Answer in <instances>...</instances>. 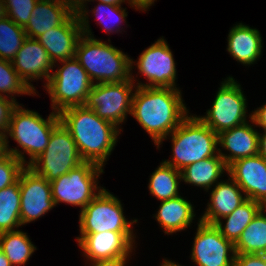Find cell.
Returning <instances> with one entry per match:
<instances>
[{"mask_svg":"<svg viewBox=\"0 0 266 266\" xmlns=\"http://www.w3.org/2000/svg\"><path fill=\"white\" fill-rule=\"evenodd\" d=\"M83 162L75 141L60 122L52 130L45 150L29 167L51 182Z\"/></svg>","mask_w":266,"mask_h":266,"instance_id":"cell-8","label":"cell"},{"mask_svg":"<svg viewBox=\"0 0 266 266\" xmlns=\"http://www.w3.org/2000/svg\"><path fill=\"white\" fill-rule=\"evenodd\" d=\"M82 35L79 18L74 12L63 24L46 31L37 40L45 48L56 68L59 61L75 57L76 47Z\"/></svg>","mask_w":266,"mask_h":266,"instance_id":"cell-18","label":"cell"},{"mask_svg":"<svg viewBox=\"0 0 266 266\" xmlns=\"http://www.w3.org/2000/svg\"><path fill=\"white\" fill-rule=\"evenodd\" d=\"M7 16L4 0H0V20Z\"/></svg>","mask_w":266,"mask_h":266,"instance_id":"cell-44","label":"cell"},{"mask_svg":"<svg viewBox=\"0 0 266 266\" xmlns=\"http://www.w3.org/2000/svg\"><path fill=\"white\" fill-rule=\"evenodd\" d=\"M26 39L24 28L7 16L0 20V58L12 61Z\"/></svg>","mask_w":266,"mask_h":266,"instance_id":"cell-30","label":"cell"},{"mask_svg":"<svg viewBox=\"0 0 266 266\" xmlns=\"http://www.w3.org/2000/svg\"><path fill=\"white\" fill-rule=\"evenodd\" d=\"M16 94L36 95L19 77L17 71L13 68L12 62L0 58V96L10 97L16 102Z\"/></svg>","mask_w":266,"mask_h":266,"instance_id":"cell-31","label":"cell"},{"mask_svg":"<svg viewBox=\"0 0 266 266\" xmlns=\"http://www.w3.org/2000/svg\"><path fill=\"white\" fill-rule=\"evenodd\" d=\"M224 172L228 173V166L217 154L214 157L188 165L181 171V175L182 181L185 183L200 187L208 192L210 188L219 182Z\"/></svg>","mask_w":266,"mask_h":266,"instance_id":"cell-24","label":"cell"},{"mask_svg":"<svg viewBox=\"0 0 266 266\" xmlns=\"http://www.w3.org/2000/svg\"><path fill=\"white\" fill-rule=\"evenodd\" d=\"M234 266H266V254H236Z\"/></svg>","mask_w":266,"mask_h":266,"instance_id":"cell-37","label":"cell"},{"mask_svg":"<svg viewBox=\"0 0 266 266\" xmlns=\"http://www.w3.org/2000/svg\"><path fill=\"white\" fill-rule=\"evenodd\" d=\"M7 137L6 134L3 132H0V160L4 159L9 155V151L7 148Z\"/></svg>","mask_w":266,"mask_h":266,"instance_id":"cell-41","label":"cell"},{"mask_svg":"<svg viewBox=\"0 0 266 266\" xmlns=\"http://www.w3.org/2000/svg\"><path fill=\"white\" fill-rule=\"evenodd\" d=\"M0 266H12L3 251L0 249Z\"/></svg>","mask_w":266,"mask_h":266,"instance_id":"cell-43","label":"cell"},{"mask_svg":"<svg viewBox=\"0 0 266 266\" xmlns=\"http://www.w3.org/2000/svg\"><path fill=\"white\" fill-rule=\"evenodd\" d=\"M134 76L118 83H95L89 92L85 106L93 109L100 118L110 121L118 128L131 114L132 98L137 86ZM121 124V125H120Z\"/></svg>","mask_w":266,"mask_h":266,"instance_id":"cell-11","label":"cell"},{"mask_svg":"<svg viewBox=\"0 0 266 266\" xmlns=\"http://www.w3.org/2000/svg\"><path fill=\"white\" fill-rule=\"evenodd\" d=\"M160 266H182V265H179L178 263L176 264V263L173 262L172 260L169 261V260L163 259V261H162V263L160 264Z\"/></svg>","mask_w":266,"mask_h":266,"instance_id":"cell-45","label":"cell"},{"mask_svg":"<svg viewBox=\"0 0 266 266\" xmlns=\"http://www.w3.org/2000/svg\"><path fill=\"white\" fill-rule=\"evenodd\" d=\"M191 260L198 266H234V244L225 239L215 224L198 220Z\"/></svg>","mask_w":266,"mask_h":266,"instance_id":"cell-13","label":"cell"},{"mask_svg":"<svg viewBox=\"0 0 266 266\" xmlns=\"http://www.w3.org/2000/svg\"><path fill=\"white\" fill-rule=\"evenodd\" d=\"M63 1L69 3L75 9L83 0H63Z\"/></svg>","mask_w":266,"mask_h":266,"instance_id":"cell-46","label":"cell"},{"mask_svg":"<svg viewBox=\"0 0 266 266\" xmlns=\"http://www.w3.org/2000/svg\"><path fill=\"white\" fill-rule=\"evenodd\" d=\"M227 51L241 64L250 66L262 55V36L256 28H251L243 23L235 24L227 37Z\"/></svg>","mask_w":266,"mask_h":266,"instance_id":"cell-22","label":"cell"},{"mask_svg":"<svg viewBox=\"0 0 266 266\" xmlns=\"http://www.w3.org/2000/svg\"><path fill=\"white\" fill-rule=\"evenodd\" d=\"M21 193L19 179L16 183L0 190V233L15 231L21 227Z\"/></svg>","mask_w":266,"mask_h":266,"instance_id":"cell-29","label":"cell"},{"mask_svg":"<svg viewBox=\"0 0 266 266\" xmlns=\"http://www.w3.org/2000/svg\"><path fill=\"white\" fill-rule=\"evenodd\" d=\"M168 137L173 154L163 162L180 172L192 163L218 154V134L197 115H188Z\"/></svg>","mask_w":266,"mask_h":266,"instance_id":"cell-5","label":"cell"},{"mask_svg":"<svg viewBox=\"0 0 266 266\" xmlns=\"http://www.w3.org/2000/svg\"><path fill=\"white\" fill-rule=\"evenodd\" d=\"M101 173H104L103 167L92 162H83L67 174L51 181L54 205L67 203L83 210L104 189L98 186Z\"/></svg>","mask_w":266,"mask_h":266,"instance_id":"cell-7","label":"cell"},{"mask_svg":"<svg viewBox=\"0 0 266 266\" xmlns=\"http://www.w3.org/2000/svg\"><path fill=\"white\" fill-rule=\"evenodd\" d=\"M98 5L90 10L96 17V21L103 26V31L110 34L112 32H121L120 28L121 23H125L127 17L126 8H122L121 6L110 5L106 3H97ZM104 14V15H103ZM115 15V16H114ZM108 19V20H107ZM111 19V20H110ZM113 20V22H112ZM111 21V22H110ZM107 22V23H106ZM110 23V24H108ZM116 29V30H114Z\"/></svg>","mask_w":266,"mask_h":266,"instance_id":"cell-32","label":"cell"},{"mask_svg":"<svg viewBox=\"0 0 266 266\" xmlns=\"http://www.w3.org/2000/svg\"><path fill=\"white\" fill-rule=\"evenodd\" d=\"M59 63L62 67L58 65L43 86L51 98L52 111L58 114L64 109L84 105L94 85L75 57Z\"/></svg>","mask_w":266,"mask_h":266,"instance_id":"cell-6","label":"cell"},{"mask_svg":"<svg viewBox=\"0 0 266 266\" xmlns=\"http://www.w3.org/2000/svg\"><path fill=\"white\" fill-rule=\"evenodd\" d=\"M243 92L241 85L228 76L221 82L211 109L197 117L217 134L247 122V100Z\"/></svg>","mask_w":266,"mask_h":266,"instance_id":"cell-10","label":"cell"},{"mask_svg":"<svg viewBox=\"0 0 266 266\" xmlns=\"http://www.w3.org/2000/svg\"><path fill=\"white\" fill-rule=\"evenodd\" d=\"M249 121L218 134V146L229 151L227 155L218 148V154L227 166L238 159L258 154L259 132L251 118Z\"/></svg>","mask_w":266,"mask_h":266,"instance_id":"cell-19","label":"cell"},{"mask_svg":"<svg viewBox=\"0 0 266 266\" xmlns=\"http://www.w3.org/2000/svg\"><path fill=\"white\" fill-rule=\"evenodd\" d=\"M128 56L112 44L96 39L93 34L81 36L75 53V58L94 84L131 79L135 61Z\"/></svg>","mask_w":266,"mask_h":266,"instance_id":"cell-3","label":"cell"},{"mask_svg":"<svg viewBox=\"0 0 266 266\" xmlns=\"http://www.w3.org/2000/svg\"><path fill=\"white\" fill-rule=\"evenodd\" d=\"M74 12L75 9L63 0H38L24 27L26 37L37 39L46 31L63 24Z\"/></svg>","mask_w":266,"mask_h":266,"instance_id":"cell-21","label":"cell"},{"mask_svg":"<svg viewBox=\"0 0 266 266\" xmlns=\"http://www.w3.org/2000/svg\"><path fill=\"white\" fill-rule=\"evenodd\" d=\"M26 167L19 159L9 154L0 160V190L16 183Z\"/></svg>","mask_w":266,"mask_h":266,"instance_id":"cell-34","label":"cell"},{"mask_svg":"<svg viewBox=\"0 0 266 266\" xmlns=\"http://www.w3.org/2000/svg\"><path fill=\"white\" fill-rule=\"evenodd\" d=\"M262 209H263L264 212L266 213V203H264V204L262 205Z\"/></svg>","mask_w":266,"mask_h":266,"instance_id":"cell-47","label":"cell"},{"mask_svg":"<svg viewBox=\"0 0 266 266\" xmlns=\"http://www.w3.org/2000/svg\"><path fill=\"white\" fill-rule=\"evenodd\" d=\"M258 154L266 160V131L259 133Z\"/></svg>","mask_w":266,"mask_h":266,"instance_id":"cell-42","label":"cell"},{"mask_svg":"<svg viewBox=\"0 0 266 266\" xmlns=\"http://www.w3.org/2000/svg\"><path fill=\"white\" fill-rule=\"evenodd\" d=\"M23 107L18 104L13 109L6 137L7 143L9 135L24 152L19 151L17 147L10 148L9 144L7 148L9 154L29 166L47 147L52 130L60 123V118L58 113L52 111L48 118L44 119L38 112ZM24 153L30 156L29 162L26 161Z\"/></svg>","mask_w":266,"mask_h":266,"instance_id":"cell-4","label":"cell"},{"mask_svg":"<svg viewBox=\"0 0 266 266\" xmlns=\"http://www.w3.org/2000/svg\"><path fill=\"white\" fill-rule=\"evenodd\" d=\"M210 192V202L199 218L200 221L215 224L221 218L231 214L234 209L247 200L246 195L237 183L229 176L226 181L216 183Z\"/></svg>","mask_w":266,"mask_h":266,"instance_id":"cell-20","label":"cell"},{"mask_svg":"<svg viewBox=\"0 0 266 266\" xmlns=\"http://www.w3.org/2000/svg\"><path fill=\"white\" fill-rule=\"evenodd\" d=\"M94 2V0H83L76 8L75 12L77 13V16L80 21V26L83 34H92L90 25H89V16H88V10L86 9L87 2ZM100 3H106L110 5L115 6H122V3H128V0H95Z\"/></svg>","mask_w":266,"mask_h":266,"instance_id":"cell-35","label":"cell"},{"mask_svg":"<svg viewBox=\"0 0 266 266\" xmlns=\"http://www.w3.org/2000/svg\"><path fill=\"white\" fill-rule=\"evenodd\" d=\"M194 206L184 197L163 200L157 213L153 216L158 221L164 233L169 235L191 226L195 217Z\"/></svg>","mask_w":266,"mask_h":266,"instance_id":"cell-23","label":"cell"},{"mask_svg":"<svg viewBox=\"0 0 266 266\" xmlns=\"http://www.w3.org/2000/svg\"><path fill=\"white\" fill-rule=\"evenodd\" d=\"M230 176L247 199L266 203V160L259 154L241 158L228 166Z\"/></svg>","mask_w":266,"mask_h":266,"instance_id":"cell-17","label":"cell"},{"mask_svg":"<svg viewBox=\"0 0 266 266\" xmlns=\"http://www.w3.org/2000/svg\"><path fill=\"white\" fill-rule=\"evenodd\" d=\"M11 62L19 77L35 93L36 89L31 82L44 78L47 83L54 67L45 48L37 39L30 37H26Z\"/></svg>","mask_w":266,"mask_h":266,"instance_id":"cell-16","label":"cell"},{"mask_svg":"<svg viewBox=\"0 0 266 266\" xmlns=\"http://www.w3.org/2000/svg\"><path fill=\"white\" fill-rule=\"evenodd\" d=\"M138 220L128 221L123 212L121 201L105 188L92 199L79 215L81 235L106 231L133 232L132 226Z\"/></svg>","mask_w":266,"mask_h":266,"instance_id":"cell-9","label":"cell"},{"mask_svg":"<svg viewBox=\"0 0 266 266\" xmlns=\"http://www.w3.org/2000/svg\"><path fill=\"white\" fill-rule=\"evenodd\" d=\"M236 254H266V213L261 209L234 244Z\"/></svg>","mask_w":266,"mask_h":266,"instance_id":"cell-26","label":"cell"},{"mask_svg":"<svg viewBox=\"0 0 266 266\" xmlns=\"http://www.w3.org/2000/svg\"><path fill=\"white\" fill-rule=\"evenodd\" d=\"M131 256H123L113 259L97 260L89 263L91 266H125Z\"/></svg>","mask_w":266,"mask_h":266,"instance_id":"cell-39","label":"cell"},{"mask_svg":"<svg viewBox=\"0 0 266 266\" xmlns=\"http://www.w3.org/2000/svg\"><path fill=\"white\" fill-rule=\"evenodd\" d=\"M135 238L134 232L106 231L79 235L76 241L86 261L89 260L91 263L97 260L131 256L136 247Z\"/></svg>","mask_w":266,"mask_h":266,"instance_id":"cell-15","label":"cell"},{"mask_svg":"<svg viewBox=\"0 0 266 266\" xmlns=\"http://www.w3.org/2000/svg\"><path fill=\"white\" fill-rule=\"evenodd\" d=\"M181 181V172L162 161L149 178V193L160 201L176 198Z\"/></svg>","mask_w":266,"mask_h":266,"instance_id":"cell-27","label":"cell"},{"mask_svg":"<svg viewBox=\"0 0 266 266\" xmlns=\"http://www.w3.org/2000/svg\"><path fill=\"white\" fill-rule=\"evenodd\" d=\"M248 118L252 119L256 127H262L261 129H263V131H266V103L261 107L254 109V111L249 114Z\"/></svg>","mask_w":266,"mask_h":266,"instance_id":"cell-38","label":"cell"},{"mask_svg":"<svg viewBox=\"0 0 266 266\" xmlns=\"http://www.w3.org/2000/svg\"><path fill=\"white\" fill-rule=\"evenodd\" d=\"M136 67L139 74L145 76L147 83H136L137 87H176V63L167 41L161 37L151 44L138 57Z\"/></svg>","mask_w":266,"mask_h":266,"instance_id":"cell-12","label":"cell"},{"mask_svg":"<svg viewBox=\"0 0 266 266\" xmlns=\"http://www.w3.org/2000/svg\"><path fill=\"white\" fill-rule=\"evenodd\" d=\"M38 0H4L7 17L25 27Z\"/></svg>","mask_w":266,"mask_h":266,"instance_id":"cell-33","label":"cell"},{"mask_svg":"<svg viewBox=\"0 0 266 266\" xmlns=\"http://www.w3.org/2000/svg\"><path fill=\"white\" fill-rule=\"evenodd\" d=\"M154 2L155 0H128L130 7L132 6L136 10L138 9L145 12L154 4Z\"/></svg>","mask_w":266,"mask_h":266,"instance_id":"cell-40","label":"cell"},{"mask_svg":"<svg viewBox=\"0 0 266 266\" xmlns=\"http://www.w3.org/2000/svg\"><path fill=\"white\" fill-rule=\"evenodd\" d=\"M0 249L12 266H22L36 251V246L32 244L27 233L15 230L0 233Z\"/></svg>","mask_w":266,"mask_h":266,"instance_id":"cell-28","label":"cell"},{"mask_svg":"<svg viewBox=\"0 0 266 266\" xmlns=\"http://www.w3.org/2000/svg\"><path fill=\"white\" fill-rule=\"evenodd\" d=\"M19 187L22 226L37 220L55 207L50 182L29 166H26L19 176Z\"/></svg>","mask_w":266,"mask_h":266,"instance_id":"cell-14","label":"cell"},{"mask_svg":"<svg viewBox=\"0 0 266 266\" xmlns=\"http://www.w3.org/2000/svg\"><path fill=\"white\" fill-rule=\"evenodd\" d=\"M17 105L18 102H15L10 98L8 100L7 97L0 96V132L6 134L12 111Z\"/></svg>","mask_w":266,"mask_h":266,"instance_id":"cell-36","label":"cell"},{"mask_svg":"<svg viewBox=\"0 0 266 266\" xmlns=\"http://www.w3.org/2000/svg\"><path fill=\"white\" fill-rule=\"evenodd\" d=\"M59 118L75 141L84 162L104 168L123 129L100 118L85 105L64 109Z\"/></svg>","mask_w":266,"mask_h":266,"instance_id":"cell-2","label":"cell"},{"mask_svg":"<svg viewBox=\"0 0 266 266\" xmlns=\"http://www.w3.org/2000/svg\"><path fill=\"white\" fill-rule=\"evenodd\" d=\"M261 209L262 205L260 203L247 199L240 206L234 209L231 214L216 222L215 225L225 239L235 244L241 233ZM223 219L226 222L224 226L222 222Z\"/></svg>","mask_w":266,"mask_h":266,"instance_id":"cell-25","label":"cell"},{"mask_svg":"<svg viewBox=\"0 0 266 266\" xmlns=\"http://www.w3.org/2000/svg\"><path fill=\"white\" fill-rule=\"evenodd\" d=\"M179 88L136 87L131 106V116L160 145L188 116Z\"/></svg>","mask_w":266,"mask_h":266,"instance_id":"cell-1","label":"cell"}]
</instances>
